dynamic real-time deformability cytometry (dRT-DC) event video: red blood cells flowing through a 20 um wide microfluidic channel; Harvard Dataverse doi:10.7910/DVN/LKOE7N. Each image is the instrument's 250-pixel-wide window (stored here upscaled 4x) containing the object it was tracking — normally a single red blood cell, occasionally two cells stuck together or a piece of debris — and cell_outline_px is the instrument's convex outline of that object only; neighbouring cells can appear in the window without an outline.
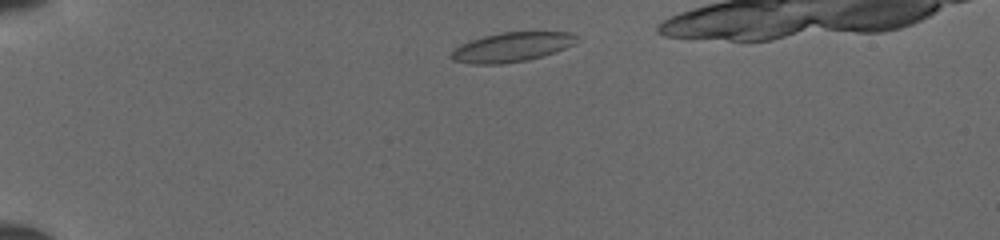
{"species": "common noctule bat (a hibernating species)", "species_latin": "Nyctalus noctula", "temperature_condition": "cold", "stored_images_in_passage": 35, "camera_frame_rate_fps": 3000, "um_per_image_px": 0.085, "animal": {"sex": "female", "body_mass_g": 19.5, "forearm_length_mm": 54.1}, "frame": {"image": 1, "passage_image": 2, "time_ms": 0.333, "image_size_px": [1000, 240], "cell_outline_px": [[580, 40], [576, 44], [556, 52], [528, 60], [500, 64], [472, 64], [452, 60], [448, 56], [460, 44], [484, 36], [500, 32], [572, 32]], "centroid_in_image_um": [43.53, 4.0], "position_along_channel_um": 41.5, "area_um2": 21.68}}
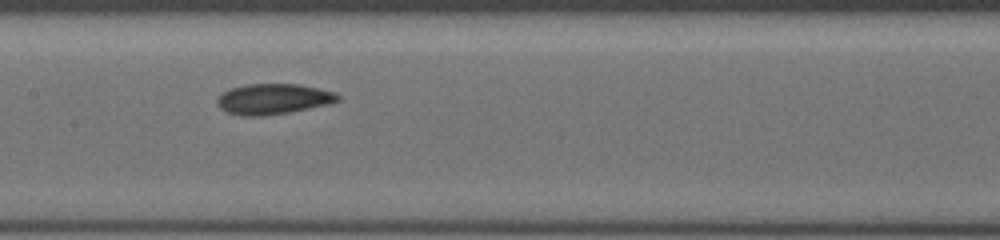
{"frame": {"image": 2, "passage_image": 16, "time_ms": 5.0, "image_size_px": [1000, 240], "cell_outline_px": [[340, 100], [328, 104], [288, 112], [260, 116], [244, 116], [228, 112], [220, 108], [216, 104], [216, 100], [224, 92], [232, 88], [244, 84], [300, 84], [336, 92], [340, 96]], "centroid_in_image_um": [23.24, 8.4], "position_along_channel_um": 184.2, "area_um2": 21.33}}
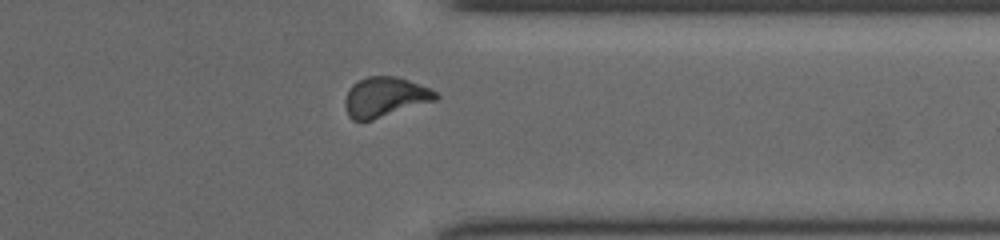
{"frame": {"image": 3, "passage_image": 30, "time_ms": 9.667, "image_size_px": [1000, 240], "cell_outline_px": [[440, 96], [436, 100], [372, 120], [352, 120], [348, 116], [344, 104], [344, 100], [352, 84], [368, 76], [396, 76], [408, 80], [428, 88], [436, 92]], "centroid_in_image_um": [32.7, 8.25], "position_along_channel_um": 378.7, "area_um2": 20.87}}